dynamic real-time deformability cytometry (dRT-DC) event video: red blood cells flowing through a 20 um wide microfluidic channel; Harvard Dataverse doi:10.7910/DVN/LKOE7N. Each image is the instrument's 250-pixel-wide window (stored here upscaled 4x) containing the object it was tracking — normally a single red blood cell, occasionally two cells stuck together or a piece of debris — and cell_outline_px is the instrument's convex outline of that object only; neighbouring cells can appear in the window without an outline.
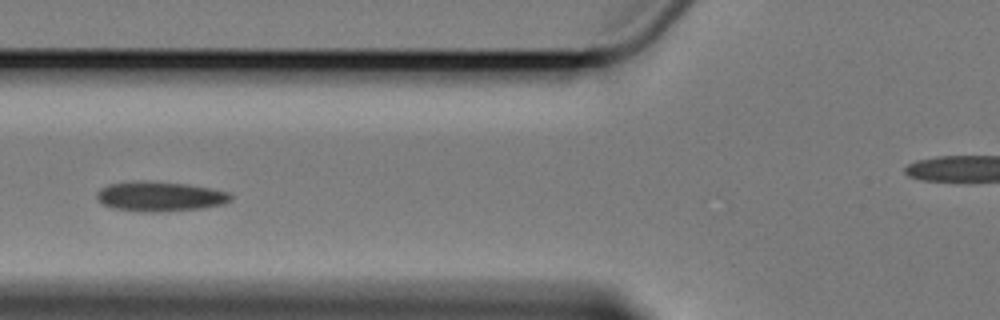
{"species": "Egyptian fruit bat (a non-hibernating species)", "species_latin": "Rousettus aegyptiacus", "temperature_condition": "cold", "stored_images_in_passage": 13, "camera_frame_rate_fps": 3000, "um_per_image_px": 0.085, "animal": {"sex": "female"}, "frame": {"image": 1, "passage_image": 8, "time_ms": 9.0, "image_size_px": [1000, 320], "cell_outline_px": [[232, 200], [224, 204], [204, 208], [168, 212], [136, 212], [112, 208], [96, 200], [96, 192], [100, 188], [108, 184], [132, 180], [144, 180], [188, 184], [212, 188], [228, 192], [232, 196]], "centroid_in_image_um": [13.57, 16.7], "position_along_channel_um": 112.2, "area_um2": 23.99}}
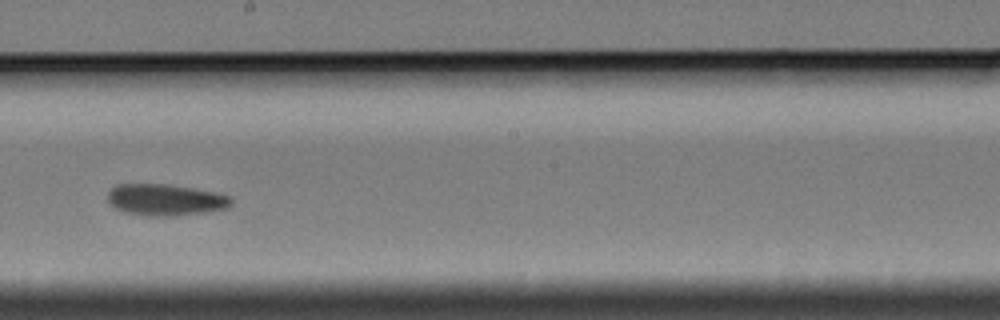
{"frame": {"image": 2, "passage_image": 11, "time_ms": 12.667, "image_size_px": [1000, 320], "cell_outline_px": [[232, 204], [228, 208], [204, 212], [176, 216], [148, 216], [124, 212], [116, 208], [108, 200], [108, 192], [116, 184], [164, 184], [192, 188], [232, 196]], "centroid_in_image_um": [14.07, 16.99], "position_along_channel_um": 234.1, "area_um2": 22.6}}
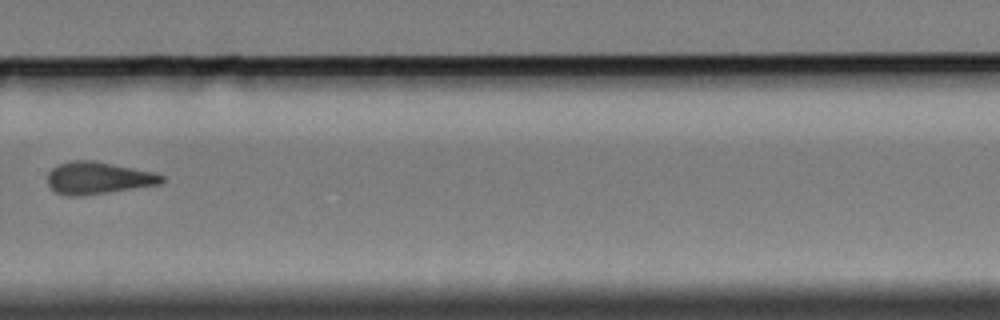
{"frame": {"image": 3, "passage_image": 13, "time_ms": 18.0, "image_size_px": [1000, 320], "cell_outline_px": [[164, 180], [160, 184], [84, 196], [68, 196], [56, 192], [48, 184], [48, 172], [56, 164], [72, 160], [96, 160], [152, 172], [164, 176]], "centroid_in_image_um": [8.31, 15.12], "position_along_channel_um": 321.5, "area_um2": 21.5}}